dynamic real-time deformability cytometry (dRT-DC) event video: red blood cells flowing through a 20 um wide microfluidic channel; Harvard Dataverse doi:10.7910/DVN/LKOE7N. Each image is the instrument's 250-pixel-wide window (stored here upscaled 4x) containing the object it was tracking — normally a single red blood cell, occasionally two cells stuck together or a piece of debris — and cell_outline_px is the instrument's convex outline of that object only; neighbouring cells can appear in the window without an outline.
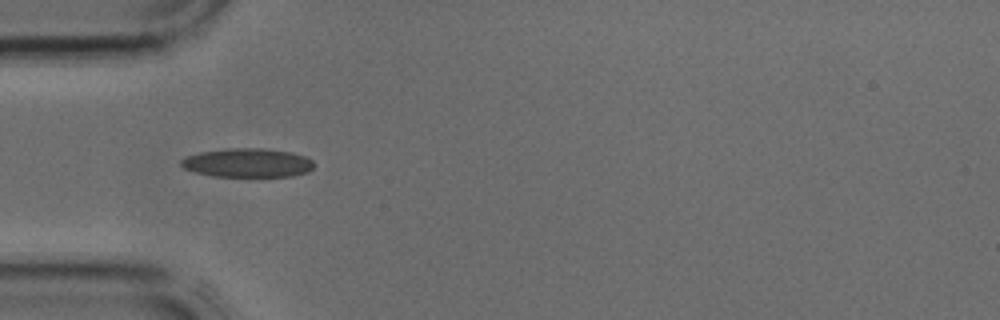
{"species": "common noctule bat (a hibernating species)", "species_latin": "Nyctalus noctula", "temperature_condition": "cold", "stored_images_in_passage": 4, "camera_frame_rate_fps": 3000, "um_per_image_px": 0.085, "animal": {"sex": "male", "body_mass_g": 17.9, "forearm_length_mm": 54.2}, "frame": {"image": 1, "passage_image": 3, "time_ms": 0.667, "image_size_px": [1000, 320], "cell_outline_px": [[312, 168], [308, 172], [292, 176], [212, 176], [196, 172], [184, 168], [180, 164], [180, 160], [188, 156], [200, 152], [228, 148], [264, 148], [292, 152], [304, 156], [312, 160]], "centroid_in_image_um": [21.04, 13.83], "position_along_channel_um": 64.0, "area_um2": 22.25}}